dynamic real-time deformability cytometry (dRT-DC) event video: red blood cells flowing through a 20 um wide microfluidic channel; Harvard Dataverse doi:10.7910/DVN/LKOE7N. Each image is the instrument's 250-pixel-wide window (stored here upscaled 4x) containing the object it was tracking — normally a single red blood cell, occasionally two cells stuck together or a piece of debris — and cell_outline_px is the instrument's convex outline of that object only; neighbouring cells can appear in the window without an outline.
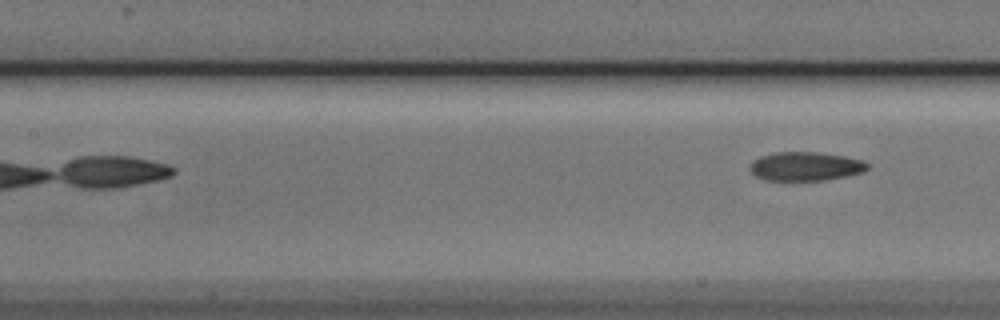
{"species": "Egyptian fruit bat (a non-hibernating species)", "species_latin": "Rousettus aegyptiacus", "temperature_condition": "cold", "stored_images_in_passage": 5, "camera_frame_rate_fps": 3000, "um_per_image_px": 0.085, "animal": {"sex": "male"}, "frame": {"image": 1, "passage_image": 5, "time_ms": 1.333, "image_size_px": [1000, 320], "cell_outline_px": [[868, 168], [864, 172], [848, 176], [824, 180], [764, 180], [756, 176], [748, 168], [752, 160], [760, 156], [776, 152], [820, 152], [844, 156], [864, 160], [868, 164]], "centroid_in_image_um": [68.47, 14.13], "position_along_channel_um": 138.9, "area_um2": 19.94}}